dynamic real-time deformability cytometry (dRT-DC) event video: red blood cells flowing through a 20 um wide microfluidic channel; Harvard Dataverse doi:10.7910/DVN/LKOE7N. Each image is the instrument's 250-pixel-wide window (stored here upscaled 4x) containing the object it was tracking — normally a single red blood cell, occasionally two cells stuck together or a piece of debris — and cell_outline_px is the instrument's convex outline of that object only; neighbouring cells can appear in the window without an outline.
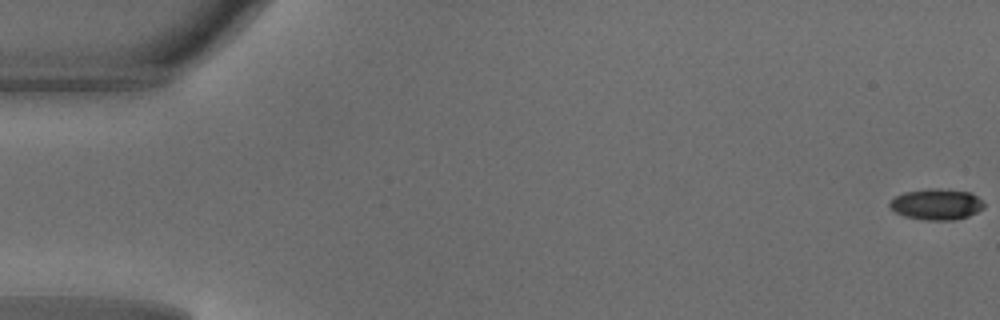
{"species": "common noctule bat (a hibernating species)", "species_latin": "Nyctalus noctula", "temperature_condition": "warm", "stored_images_in_passage": 44, "camera_frame_rate_fps": 3000, "um_per_image_px": 0.085, "animal": {"sex": "male", "body_mass_g": 18.8}, "frame": {"image": 1, "passage_image": 1, "time_ms": 0.0, "image_size_px": [1000, 320], "cell_outline_px": [[984, 208], [968, 216], [956, 220], [924, 220], [904, 216], [896, 212], [888, 204], [896, 196], [904, 192], [928, 188], [940, 188], [972, 192], [984, 200]], "centroid_in_image_um": [79.65, 17.35], "position_along_channel_um": 5.4, "area_um2": 17.22}}
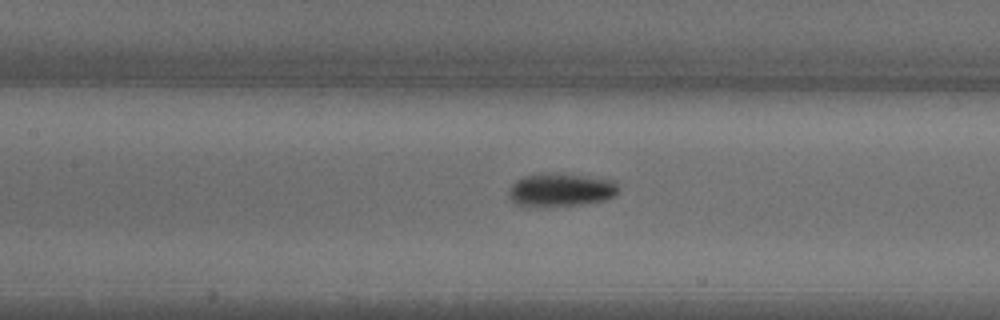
{"frame": {"image": 2, "passage_image": 23, "time_ms": 7.333, "image_size_px": [1000, 320], "cell_outline_px": [[620, 188], [612, 196], [604, 200], [580, 204], [532, 208], [528, 208], [516, 204], [508, 196], [508, 188], [516, 180], [524, 176], [544, 172], [548, 172], [584, 176], [616, 180]], "centroid_in_image_um": [47.6, 16.15], "position_along_channel_um": 159.8, "area_um2": 21.68}}
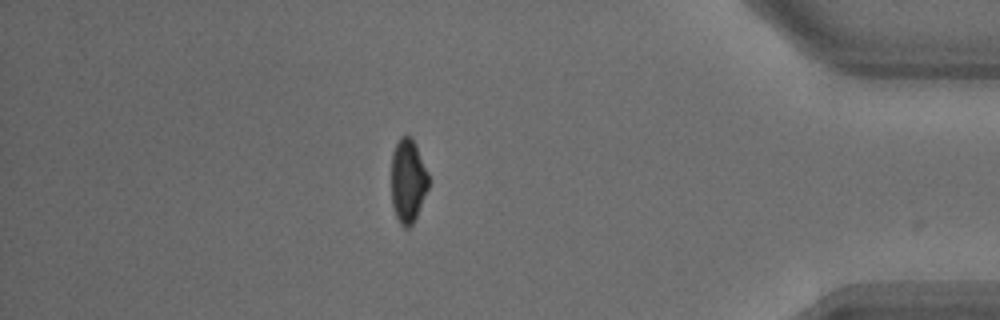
{"frame": {"image": 3, "passage_image": 43, "time_ms": 14.0, "image_size_px": [1000, 320], "cell_outline_px": [[428, 188], [416, 216], [412, 224], [408, 228], [404, 228], [400, 224], [396, 216], [392, 204], [392, 152], [400, 136], [408, 132], [412, 136], [416, 144], [428, 172]], "centroid_in_image_um": [34.67, 15.3], "position_along_channel_um": 400.5, "area_um2": 18.26}, "authors_computed_cell_mechanics": {"area_um2": 19.0451, "velocity_mm_per_s": 4.1789, "shape_relaxation_time_tau1_ms": 4.3185, "shape_relaxation_time_tau2_ms": null, "deformation_change_tau1": 0.1392, "deformation_change_tau2": null}}